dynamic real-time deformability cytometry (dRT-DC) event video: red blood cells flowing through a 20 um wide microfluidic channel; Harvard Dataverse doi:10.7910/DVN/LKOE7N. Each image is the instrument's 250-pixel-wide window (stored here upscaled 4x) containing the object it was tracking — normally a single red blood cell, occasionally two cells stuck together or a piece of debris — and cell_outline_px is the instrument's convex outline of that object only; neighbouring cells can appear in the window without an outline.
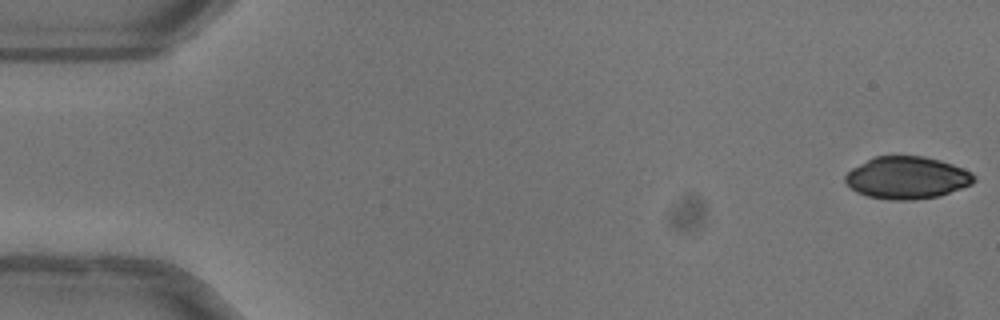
{"species": "common noctule bat (a hibernating species)", "species_latin": "Nyctalus noctula", "temperature_condition": "warm", "stored_images_in_passage": 51, "camera_frame_rate_fps": 3000, "um_per_image_px": 0.085, "animal": {"sex": "female"}, "frame": {"image": 1, "passage_image": 1, "time_ms": 0.0, "image_size_px": [1000, 320], "cell_outline_px": [[976, 180], [972, 184], [940, 196], [912, 200], [892, 200], [868, 196], [856, 192], [844, 180], [844, 176], [852, 168], [872, 156], [924, 156], [940, 160], [952, 164], [972, 172], [976, 176]], "centroid_in_image_um": [77.1, 15.1], "position_along_channel_um": 7.9, "area_um2": 31.85}}
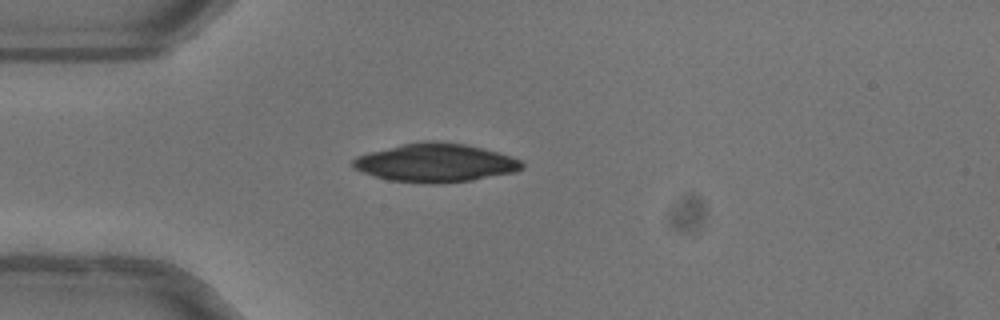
{"frame": {"image": 2, "passage_image": 14, "time_ms": 4.333, "image_size_px": [1000, 320], "cell_outline_px": [[524, 168], [516, 172], [472, 180], [440, 184], [388, 180], [352, 168], [352, 160], [356, 156], [368, 152], [404, 144], [424, 140], [436, 140], [464, 144], [512, 156], [520, 160], [524, 164]], "centroid_in_image_um": [37.03, 13.83], "position_along_channel_um": 48.0, "area_um2": 37.86}}